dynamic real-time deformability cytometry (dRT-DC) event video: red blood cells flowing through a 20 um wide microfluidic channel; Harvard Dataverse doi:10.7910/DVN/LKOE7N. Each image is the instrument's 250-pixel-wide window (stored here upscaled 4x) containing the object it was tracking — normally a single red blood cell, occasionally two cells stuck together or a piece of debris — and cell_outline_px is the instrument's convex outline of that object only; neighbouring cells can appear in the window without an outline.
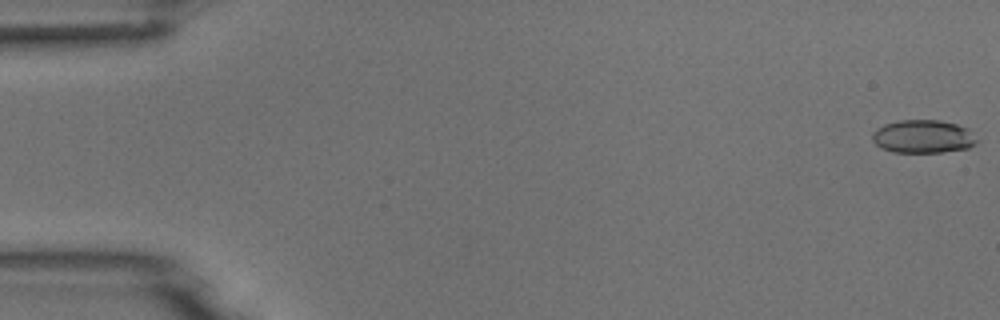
{"species": "common noctule bat (a hibernating species)", "species_latin": "Nyctalus noctula", "temperature_condition": "room temperature", "stored_images_in_passage": 53, "camera_frame_rate_fps": 3000, "um_per_image_px": 0.085, "animal": {"sex": "male", "body_mass_g": 18.8}, "frame": {"image": 1, "passage_image": 1, "time_ms": 0.0, "image_size_px": [1000, 320], "cell_outline_px": [[976, 144], [968, 148], [944, 152], [896, 152], [884, 148], [876, 144], [872, 140], [872, 132], [876, 128], [884, 124], [900, 120], [940, 120], [956, 124], [968, 128], [976, 140]], "centroid_in_image_um": [78.45, 11.6], "position_along_channel_um": 6.5, "area_um2": 20.11}}
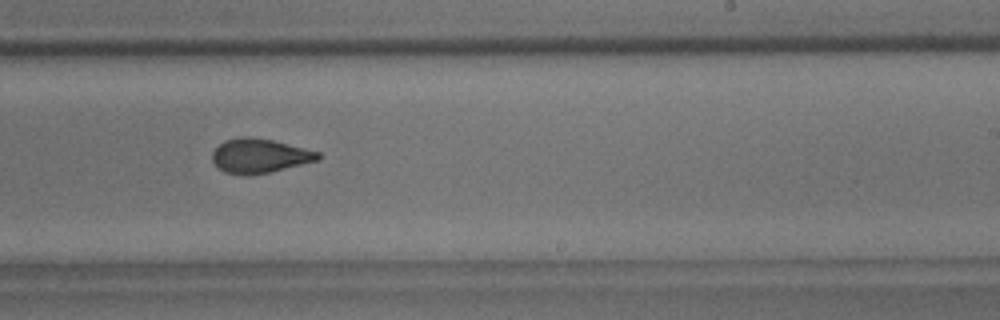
{"frame": {"image": 2, "passage_image": 33, "time_ms": 10.667, "image_size_px": [1000, 320], "cell_outline_px": [[320, 160], [272, 172], [248, 176], [244, 176], [224, 172], [216, 168], [212, 160], [212, 152], [224, 140], [240, 136], [248, 136], [272, 140], [320, 152]], "centroid_in_image_um": [22.04, 13.26], "position_along_channel_um": 267.0, "area_um2": 21.5}}
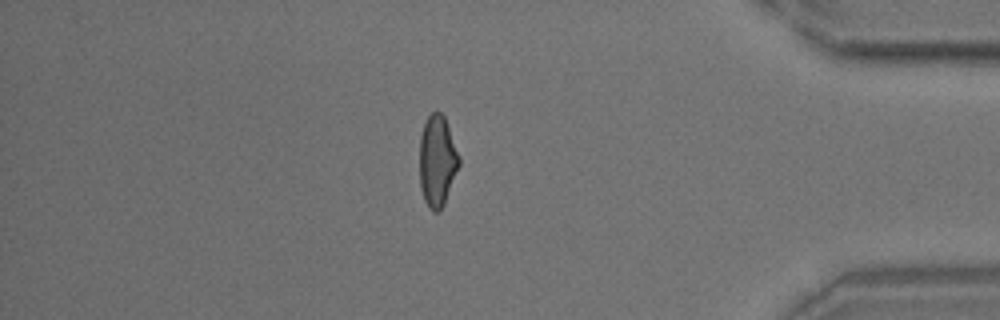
{"frame": {"image": 3, "passage_image": 46, "time_ms": 15.0, "image_size_px": [1000, 320], "cell_outline_px": [[460, 164], [444, 204], [440, 212], [432, 212], [428, 208], [424, 200], [420, 188], [420, 136], [424, 124], [428, 116], [436, 108], [444, 116], [460, 156]], "centroid_in_image_um": [37.17, 13.69], "position_along_channel_um": 398.0, "area_um2": 21.21}}